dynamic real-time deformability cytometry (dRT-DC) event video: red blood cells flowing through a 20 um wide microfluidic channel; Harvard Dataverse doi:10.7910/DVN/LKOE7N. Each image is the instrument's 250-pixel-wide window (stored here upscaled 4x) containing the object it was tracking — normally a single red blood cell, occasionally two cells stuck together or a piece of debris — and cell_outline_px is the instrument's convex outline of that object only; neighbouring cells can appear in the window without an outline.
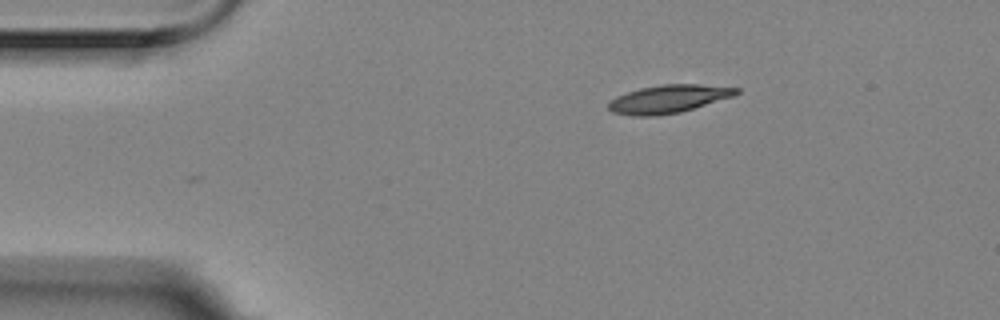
{"species": "Egyptian fruit bat (a non-hibernating species)", "species_latin": "Rousettus aegyptiacus", "temperature_condition": "room temperature", "stored_images_in_passage": 2, "camera_frame_rate_fps": 3000, "um_per_image_px": 0.085, "animal": {"sex": "female"}, "frame": {"image": 1, "passage_image": 2, "time_ms": 0.333, "image_size_px": [1000, 320], "cell_outline_px": [[740, 92], [732, 96], [680, 112], [656, 116], [632, 116], [612, 112], [608, 108], [608, 100], [616, 96], [640, 88], [660, 84], [700, 84], [740, 88]], "centroid_in_image_um": [56.77, 8.41], "position_along_channel_um": 28.2, "area_um2": 20.87}}